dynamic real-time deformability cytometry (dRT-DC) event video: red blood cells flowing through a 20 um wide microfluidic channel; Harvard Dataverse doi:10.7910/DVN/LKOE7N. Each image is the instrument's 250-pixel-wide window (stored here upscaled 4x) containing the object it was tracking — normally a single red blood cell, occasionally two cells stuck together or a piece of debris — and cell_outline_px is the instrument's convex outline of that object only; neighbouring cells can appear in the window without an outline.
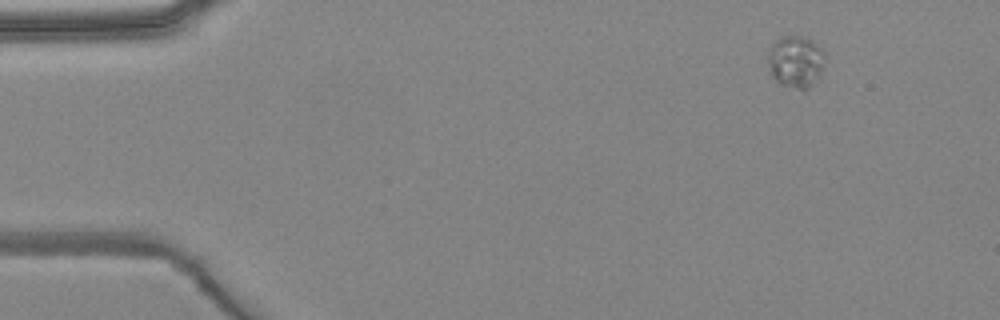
{"species": "common noctule bat (a hibernating species)", "species_latin": "Nyctalus noctula", "temperature_condition": "warm", "stored_images_in_passage": 7, "camera_frame_rate_fps": 3000, "um_per_image_px": 0.085, "animal": {"sex": "female", "body_mass_g": 24.6, "forearm_length_mm": 56.2}, "frame": {"image": 1, "passage_image": 1, "time_ms": 0.0, "image_size_px": [1000, 320], "cell_outline_px": [[824, 56], [820, 76], [804, 92], [780, 84], [768, 72], [768, 48], [780, 36], [808, 36], [824, 52]], "centroid_in_image_um": [67.6, 5.24], "position_along_channel_um": 17.4, "area_um2": 17.63}}
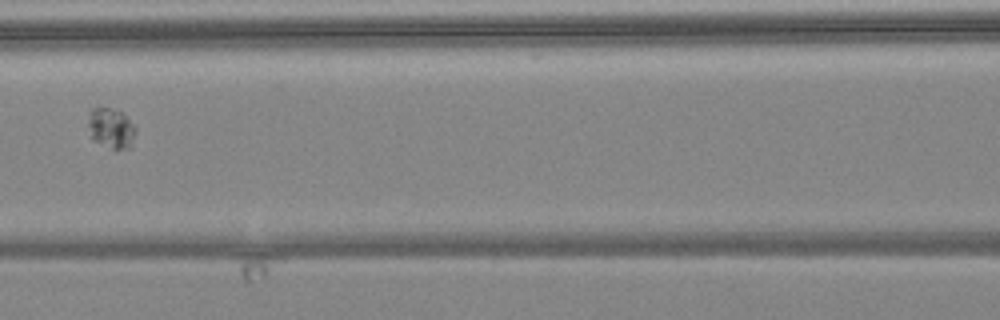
{"frame": {"image": 2, "passage_image": 6, "time_ms": 6.0, "image_size_px": [1000, 320], "cell_outline_px": [[136, 132], [128, 148], [112, 148], [92, 140], [88, 124], [88, 112], [92, 108], [108, 108], [124, 112], [136, 128]], "centroid_in_image_um": [9.43, 10.86], "position_along_channel_um": 157.2, "area_um2": 11.04}}
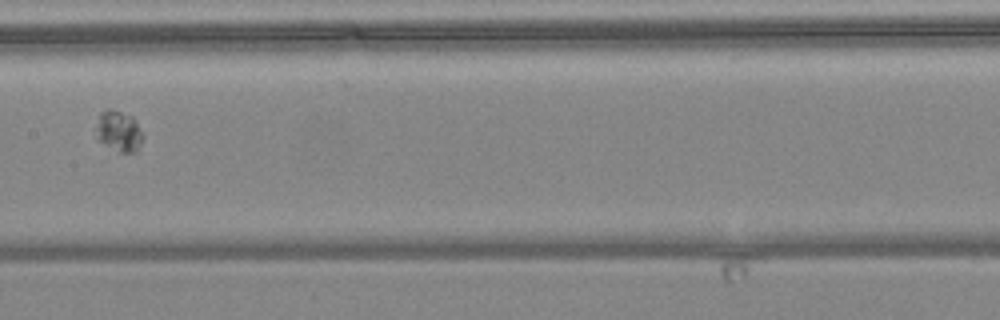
{"frame": {"image": 3, "passage_image": 7, "time_ms": 7.0, "image_size_px": [1000, 320], "cell_outline_px": [[144, 136], [136, 152], [112, 152], [96, 140], [96, 128], [100, 112], [108, 108], [112, 108], [132, 116], [136, 120], [144, 132]], "centroid_in_image_um": [10.09, 11.17], "position_along_channel_um": 197.3, "area_um2": 11.73}}